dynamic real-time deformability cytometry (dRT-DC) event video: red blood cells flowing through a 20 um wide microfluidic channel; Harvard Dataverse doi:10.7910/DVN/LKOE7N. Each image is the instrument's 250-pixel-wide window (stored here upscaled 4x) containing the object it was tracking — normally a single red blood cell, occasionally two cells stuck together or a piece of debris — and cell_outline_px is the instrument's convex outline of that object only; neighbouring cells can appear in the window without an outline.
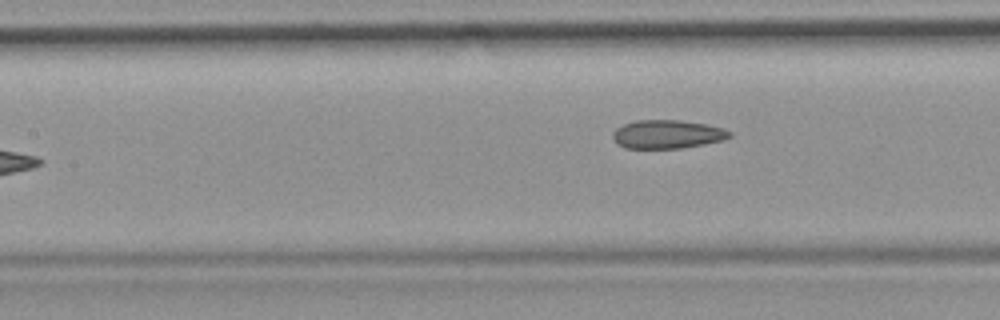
{"species": "common noctule bat (a hibernating species)", "species_latin": "Nyctalus noctula", "temperature_condition": "room temperature", "stored_images_in_passage": 8, "camera_frame_rate_fps": 3000, "um_per_image_px": 0.085, "animal": {"sex": "female", "body_mass_g": 19.9}, "frame": {"image": 1, "passage_image": 8, "time_ms": 8.333, "image_size_px": [1000, 320], "cell_outline_px": [[732, 136], [724, 140], [704, 144], [680, 148], [624, 148], [616, 144], [612, 136], [612, 132], [616, 128], [624, 124], [636, 120], [680, 120], [704, 124], [724, 128], [732, 132]], "centroid_in_image_um": [56.71, 11.41], "position_along_channel_um": 150.7, "area_um2": 19.54}}